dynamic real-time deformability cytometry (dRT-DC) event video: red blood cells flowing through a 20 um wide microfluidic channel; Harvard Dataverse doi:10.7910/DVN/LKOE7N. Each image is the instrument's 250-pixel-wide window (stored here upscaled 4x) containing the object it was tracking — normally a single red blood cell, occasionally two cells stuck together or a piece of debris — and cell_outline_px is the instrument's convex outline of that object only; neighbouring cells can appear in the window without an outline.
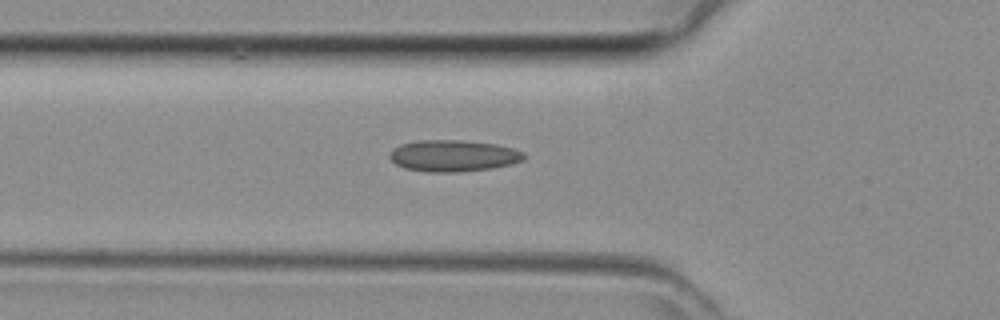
{"species": "common noctule bat (a hibernating species)", "species_latin": "Nyctalus noctula", "temperature_condition": "room temperature", "stored_images_in_passage": 38, "camera_frame_rate_fps": 3000, "um_per_image_px": 0.085, "animal": {"sex": "female", "body_mass_g": 29.2, "forearm_length_mm": 56.3}, "frame": {"image": 1, "passage_image": 12, "time_ms": 3.667, "image_size_px": [1000, 320], "cell_outline_px": [[528, 156], [524, 160], [512, 164], [492, 168], [456, 172], [428, 172], [404, 168], [396, 164], [388, 156], [400, 144], [420, 140], [460, 140], [496, 144], [512, 148], [524, 152]], "centroid_in_image_um": [38.58, 13.24], "position_along_channel_um": 87.2, "area_um2": 24.68}}
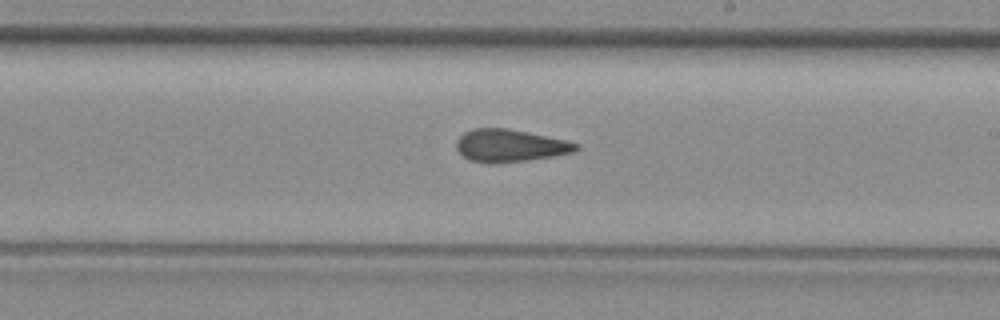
{"frame": {"image": 2, "passage_image": 22, "time_ms": 7.0, "image_size_px": [1000, 320], "cell_outline_px": [[580, 148], [576, 152], [552, 156], [524, 160], [492, 164], [468, 160], [456, 148], [456, 140], [464, 132], [472, 128], [508, 128], [564, 140], [580, 144]], "centroid_in_image_um": [43.33, 12.38], "position_along_channel_um": 245.7, "area_um2": 22.6}}
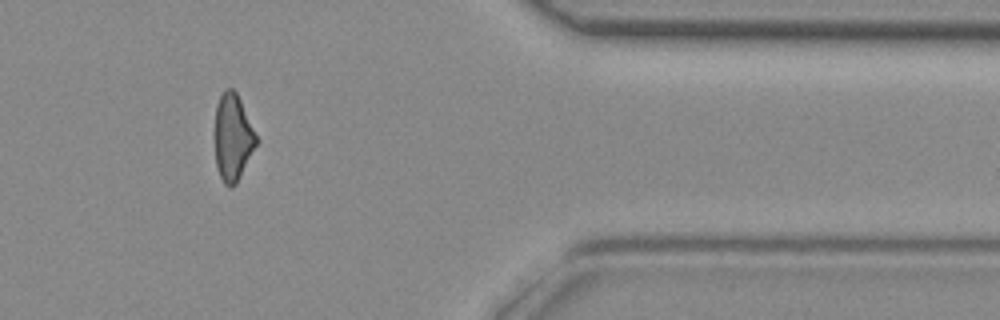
{"frame": {"image": 3, "passage_image": 33, "time_ms": 10.667, "image_size_px": [1000, 320], "cell_outline_px": [[256, 144], [236, 184], [232, 188], [224, 184], [216, 168], [216, 104], [224, 88], [232, 88], [236, 92], [240, 100], [256, 136]], "centroid_in_image_um": [19.76, 11.68], "position_along_channel_um": 391.6, "area_um2": 20.35}}